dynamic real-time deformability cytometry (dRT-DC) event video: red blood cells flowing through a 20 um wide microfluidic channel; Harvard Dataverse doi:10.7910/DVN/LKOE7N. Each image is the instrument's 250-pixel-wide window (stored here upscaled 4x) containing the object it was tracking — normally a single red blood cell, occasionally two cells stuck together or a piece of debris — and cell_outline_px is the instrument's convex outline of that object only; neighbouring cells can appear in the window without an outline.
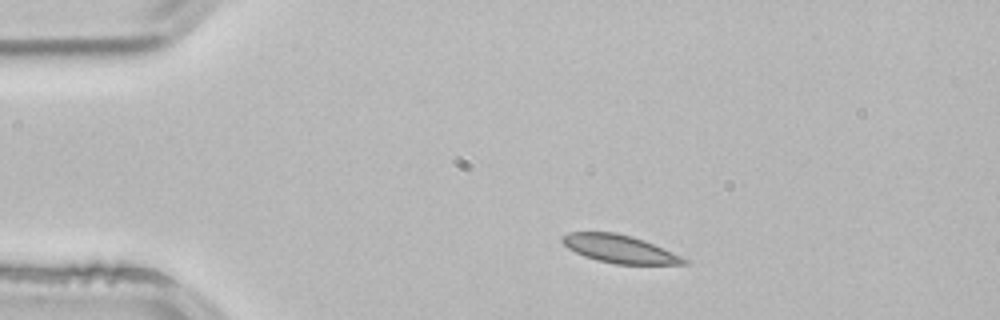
{"species": "common noctule bat (a hibernating species)", "species_latin": "Nyctalus noctula", "temperature_condition": "room temperature", "stored_images_in_passage": 2, "camera_frame_rate_fps": 3000, "um_per_image_px": 0.085, "animal": {"sex": "male", "body_mass_g": 21.5, "forearm_length_mm": 52.0}, "frame": {"image": 1, "passage_image": 1, "time_ms": 0.0, "image_size_px": [1000, 320], "cell_outline_px": [[688, 264], [616, 264], [596, 260], [584, 256], [568, 248], [560, 240], [560, 236], [568, 232], [616, 232], [632, 236], [644, 240], [680, 256], [688, 260]], "centroid_in_image_um": [52.61, 21.15], "position_along_channel_um": 32.4, "area_um2": 19.71}}